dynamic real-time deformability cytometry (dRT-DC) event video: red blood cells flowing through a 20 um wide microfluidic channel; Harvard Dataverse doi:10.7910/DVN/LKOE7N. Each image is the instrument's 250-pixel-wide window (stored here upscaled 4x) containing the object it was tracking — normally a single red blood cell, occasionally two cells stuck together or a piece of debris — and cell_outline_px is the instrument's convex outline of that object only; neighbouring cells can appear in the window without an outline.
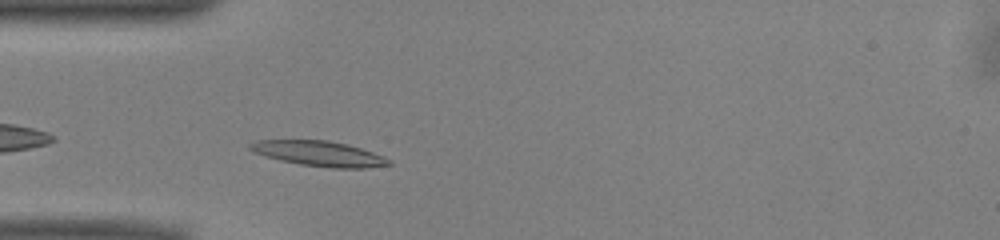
{"species": "common noctule bat (a hibernating species)", "species_latin": "Nyctalus noctula", "temperature_condition": "warm", "stored_images_in_passage": 35, "camera_frame_rate_fps": 3000, "um_per_image_px": 0.085, "animal": {"sex": "male", "body_mass_g": 13.0, "forearm_length_mm": 53.1}, "frame": {"image": 1, "passage_image": 4, "time_ms": 1.0, "image_size_px": [1000, 240], "cell_outline_px": [[392, 164], [364, 168], [332, 168], [300, 164], [280, 160], [264, 156], [252, 152], [248, 148], [248, 144], [256, 140], [328, 140], [348, 144], [384, 156], [392, 160]], "centroid_in_image_um": [27.1, 13.05], "position_along_channel_um": 57.9, "area_um2": 20.46}}
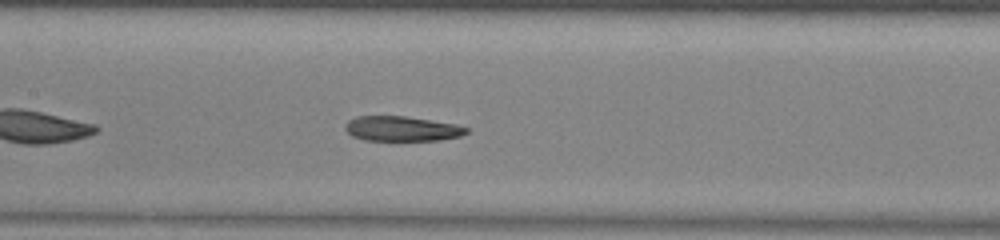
{"frame": {"image": 2, "passage_image": 13, "time_ms": 4.0, "image_size_px": [1000, 240], "cell_outline_px": [[468, 132], [460, 136], [440, 140], [364, 140], [352, 136], [344, 128], [344, 124], [348, 120], [356, 116], [404, 116], [456, 124], [468, 128]], "centroid_in_image_um": [34.13, 10.93], "position_along_channel_um": 173.3, "area_um2": 17.57}}
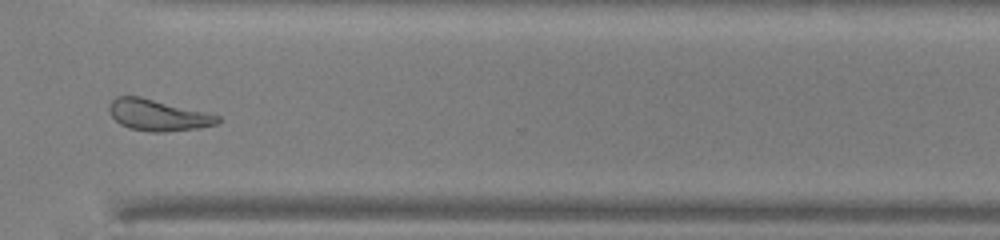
{"frame": {"image": 3, "passage_image": 27, "time_ms": 8.667, "image_size_px": [1000, 240], "cell_outline_px": [[220, 120], [216, 124], [200, 128], [164, 132], [152, 132], [128, 128], [120, 124], [112, 116], [108, 108], [108, 104], [116, 96], [140, 96], [220, 116]], "centroid_in_image_um": [13.39, 9.79], "position_along_channel_um": 357.2, "area_um2": 19.65}, "authors_computed_cell_mechanics": {"area_um2": 19.4208, "velocity_mm_per_s": 3.9387, "shape_relaxation_time_tau1_ms": 9.0116, "shape_relaxation_time_tau2_ms": 3.748, "deformation_change_tau1": 0.2294, "deformation_change_tau2": 0.1094}}